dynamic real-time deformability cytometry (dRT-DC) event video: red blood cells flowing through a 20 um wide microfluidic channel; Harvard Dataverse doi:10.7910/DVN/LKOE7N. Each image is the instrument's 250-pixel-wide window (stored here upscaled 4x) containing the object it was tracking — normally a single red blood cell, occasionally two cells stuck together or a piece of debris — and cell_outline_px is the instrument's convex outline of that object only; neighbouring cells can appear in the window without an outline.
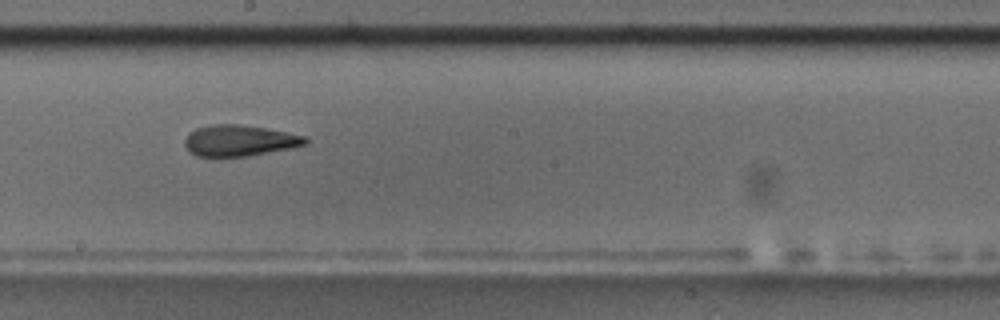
{"species": "common noctule bat (a hibernating species)", "species_latin": "Nyctalus noctula", "temperature_condition": "room temperature", "stored_images_in_passage": 13, "camera_frame_rate_fps": 3000, "um_per_image_px": 0.085, "animal": {"sex": "male", "body_mass_g": 17.5, "forearm_length_mm": 52.3}, "frame": {"image": 1, "passage_image": 8, "time_ms": 9.0, "image_size_px": [1000, 320], "cell_outline_px": [[308, 144], [292, 148], [248, 156], [196, 156], [188, 152], [184, 144], [184, 140], [188, 132], [196, 128], [212, 124], [236, 124], [264, 128], [308, 136]], "centroid_in_image_um": [20.34, 11.95], "position_along_channel_um": 227.9, "area_um2": 22.02}}